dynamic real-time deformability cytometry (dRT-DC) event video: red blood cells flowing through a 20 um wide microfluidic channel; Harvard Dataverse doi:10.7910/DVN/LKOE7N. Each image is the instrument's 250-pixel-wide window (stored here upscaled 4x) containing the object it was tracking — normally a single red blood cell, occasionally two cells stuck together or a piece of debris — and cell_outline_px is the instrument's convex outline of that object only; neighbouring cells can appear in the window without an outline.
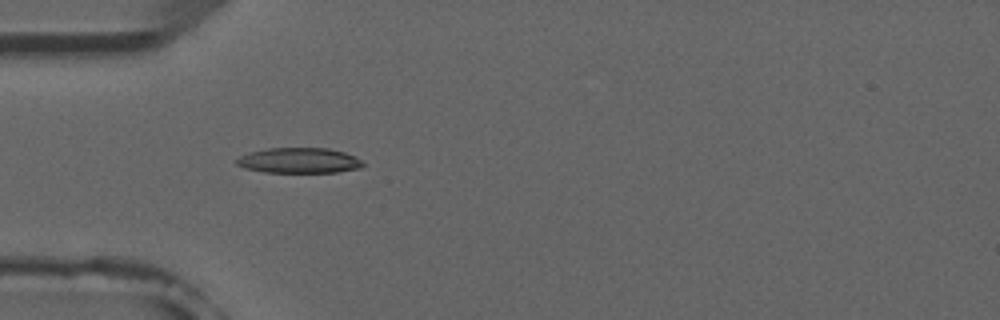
{"species": "common noctule bat (a hibernating species)", "species_latin": "Nyctalus noctula", "temperature_condition": "room temperature", "stored_images_in_passage": 5, "camera_frame_rate_fps": 3000, "um_per_image_px": 0.085, "animal": {"sex": "male", "forearm_length_mm": 52.5}, "frame": {"image": 1, "passage_image": 4, "time_ms": 3.333, "image_size_px": [1000, 320], "cell_outline_px": [[364, 164], [360, 168], [336, 172], [264, 172], [244, 168], [236, 164], [236, 160], [240, 156], [252, 152], [268, 148], [328, 148], [344, 152], [360, 160]], "centroid_in_image_um": [25.4, 13.64], "position_along_channel_um": 59.6, "area_um2": 18.44}}
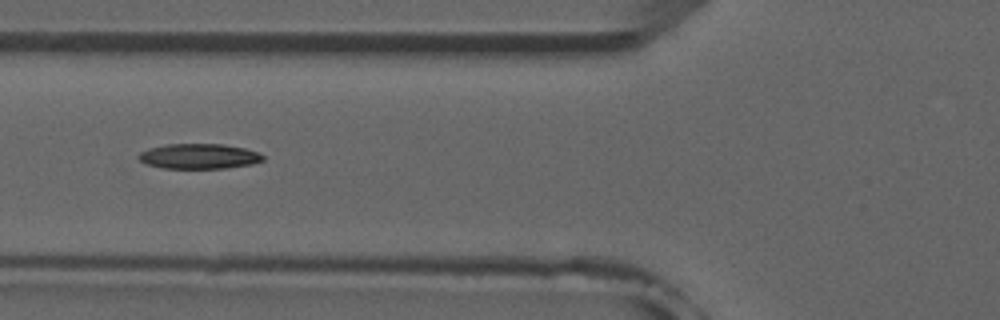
{"frame": {"image": 2, "passage_image": 5, "time_ms": 4.667, "image_size_px": [1000, 320], "cell_outline_px": [[264, 160], [252, 164], [224, 168], [164, 168], [144, 164], [136, 156], [140, 152], [148, 148], [164, 144], [224, 144], [244, 148], [260, 152], [264, 156]], "centroid_in_image_um": [16.9, 13.27], "position_along_channel_um": 108.9, "area_um2": 18.38}}